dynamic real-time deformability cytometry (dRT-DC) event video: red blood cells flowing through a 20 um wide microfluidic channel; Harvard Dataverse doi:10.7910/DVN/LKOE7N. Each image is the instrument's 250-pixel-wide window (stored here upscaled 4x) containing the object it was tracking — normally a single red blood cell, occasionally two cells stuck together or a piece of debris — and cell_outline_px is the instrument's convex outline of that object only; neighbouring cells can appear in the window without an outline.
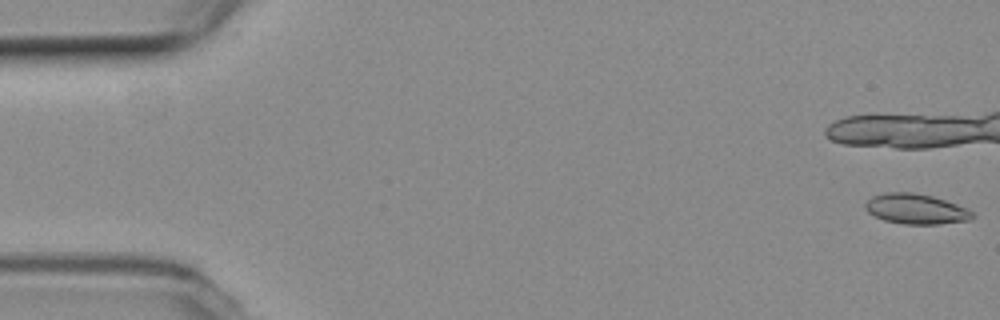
{"species": "common noctule bat (a hibernating species)", "species_latin": "Nyctalus noctula", "temperature_condition": "room temperature", "stored_images_in_passage": 11, "camera_frame_rate_fps": 3000, "um_per_image_px": 0.085, "animal": {"sex": "female", "body_mass_g": 19.3, "forearm_length_mm": 54.1}, "frame": {"image": 1, "passage_image": 1, "time_ms": 0.0, "image_size_px": [1000, 320], "cell_outline_px": [[976, 216], [972, 220], [940, 224], [904, 224], [884, 220], [868, 212], [864, 208], [864, 204], [872, 196], [888, 192], [912, 192], [932, 196], [968, 208]], "centroid_in_image_um": [77.88, 17.77], "position_along_channel_um": 7.1, "area_um2": 18.9}}